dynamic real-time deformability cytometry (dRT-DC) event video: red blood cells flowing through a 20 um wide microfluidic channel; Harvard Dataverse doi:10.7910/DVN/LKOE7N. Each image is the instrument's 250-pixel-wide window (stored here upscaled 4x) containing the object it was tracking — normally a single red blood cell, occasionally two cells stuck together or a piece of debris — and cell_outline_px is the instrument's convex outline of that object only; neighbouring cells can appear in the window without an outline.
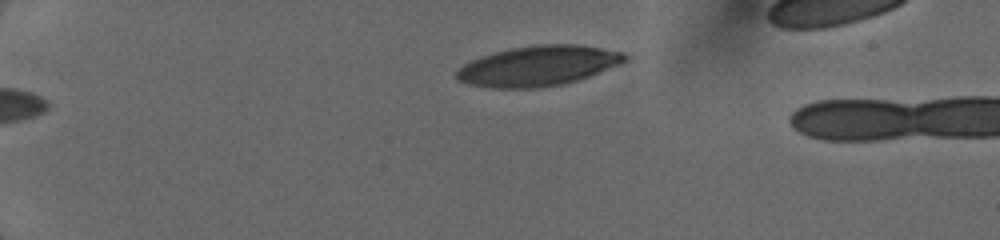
{"species": "human", "species_latin": "Homo sapiens", "temperature_condition": "cold", "stored_images_in_passage": 23, "camera_frame_rate_fps": 3000, "um_per_image_px": 0.085, "donor": {"sex": "female"}, "frame": {"image": 1, "passage_image": 1, "time_ms": 0.0, "image_size_px": [1000, 240], "cell_outline_px": [[628, 60], [620, 64], [588, 76], [576, 80], [560, 84], [536, 88], [488, 88], [468, 84], [456, 80], [456, 72], [464, 64], [472, 60], [496, 52], [512, 48], [536, 44], [576, 44], [624, 52], [628, 56]], "centroid_in_image_um": [45.74, 5.6], "position_along_channel_um": 39.3, "area_um2": 39.07}}
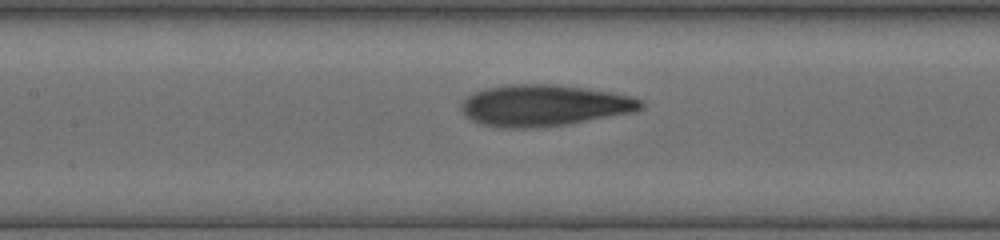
{"frame": {"image": 2, "passage_image": 17, "time_ms": 4.667, "image_size_px": [1000, 240], "cell_outline_px": [[644, 108], [636, 112], [568, 124], [528, 128], [508, 128], [484, 124], [472, 120], [460, 108], [464, 100], [468, 96], [484, 88], [508, 84], [556, 84], [588, 88], [612, 92], [632, 96], [644, 100]], "centroid_in_image_um": [46.34, 8.95], "position_along_channel_um": 161.1, "area_um2": 43.47}}
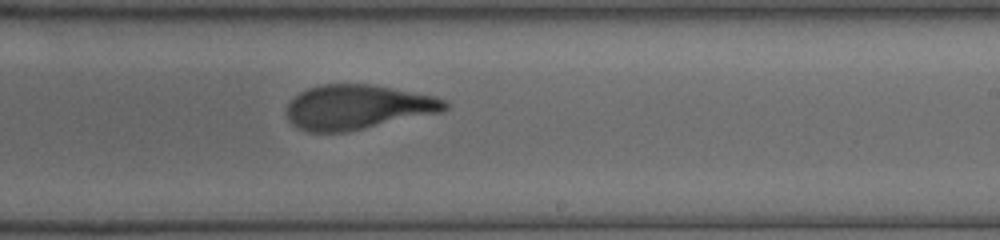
{"frame": {"image": 3, "passage_image": 23, "time_ms": 7.0, "image_size_px": [1000, 240], "cell_outline_px": [[448, 108], [444, 112], [348, 132], [308, 132], [296, 128], [288, 120], [288, 104], [300, 92], [308, 88], [320, 84], [372, 84], [432, 96], [448, 100]], "centroid_in_image_um": [30.42, 9.12], "position_along_channel_um": 258.6, "area_um2": 41.33}}